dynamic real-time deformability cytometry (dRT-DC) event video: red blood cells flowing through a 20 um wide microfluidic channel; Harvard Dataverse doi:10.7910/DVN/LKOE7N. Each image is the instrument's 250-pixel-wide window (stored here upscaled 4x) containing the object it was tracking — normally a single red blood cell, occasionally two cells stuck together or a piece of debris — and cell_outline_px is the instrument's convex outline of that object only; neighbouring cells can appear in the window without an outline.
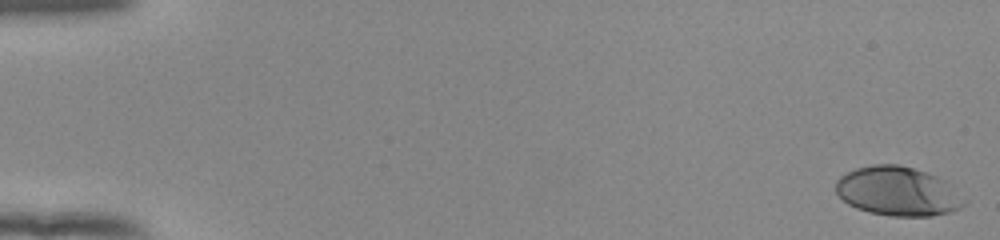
{"species": "human", "species_latin": "Homo sapiens", "temperature_condition": "room temperature", "stored_images_in_passage": 53, "camera_frame_rate_fps": 3000, "um_per_image_px": 0.085, "donor": {"sex": "female"}, "frame": {"image": 1, "passage_image": 1, "time_ms": 0.0, "image_size_px": [1000, 240], "cell_outline_px": [[968, 200], [960, 208], [948, 212], [928, 216], [888, 216], [868, 212], [856, 208], [848, 204], [836, 192], [836, 180], [840, 176], [856, 168], [872, 164], [900, 164], [928, 172], [944, 180]], "centroid_in_image_um": [76.31, 16.25], "position_along_channel_um": 8.7, "area_um2": 36.88}}
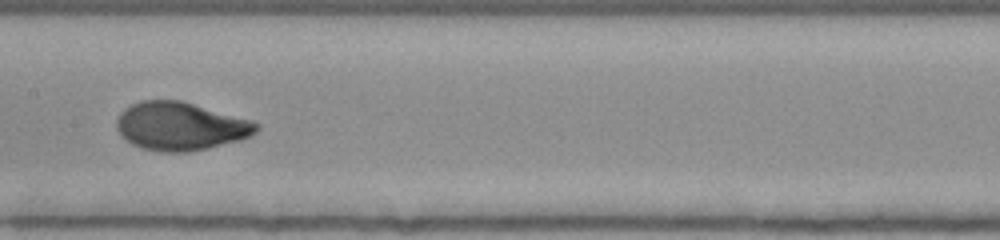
{"frame": {"image": 2, "passage_image": 29, "time_ms": 9.333, "image_size_px": [1000, 240], "cell_outline_px": [[260, 128], [256, 132], [240, 140], [208, 148], [188, 152], [160, 152], [144, 148], [132, 144], [116, 128], [116, 120], [120, 112], [124, 108], [140, 100], [180, 100], [252, 120], [260, 124]], "centroid_in_image_um": [15.35, 10.72], "position_along_channel_um": 192.1, "area_um2": 39.19}}
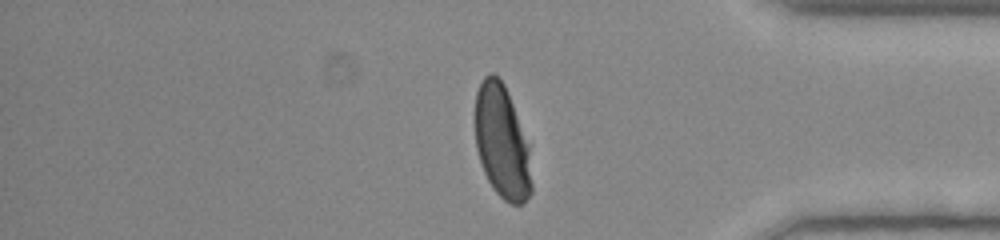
{"frame": {"image": 3, "passage_image": 46, "time_ms": 15.0, "image_size_px": [1000, 240], "cell_outline_px": [[532, 192], [524, 204], [512, 204], [504, 200], [492, 188], [484, 172], [476, 148], [476, 92], [484, 76], [488, 72], [492, 72], [504, 84], [508, 92], [528, 148], [532, 184]], "centroid_in_image_um": [42.65, 12.1], "position_along_channel_um": 392.5, "area_um2": 36.76}}